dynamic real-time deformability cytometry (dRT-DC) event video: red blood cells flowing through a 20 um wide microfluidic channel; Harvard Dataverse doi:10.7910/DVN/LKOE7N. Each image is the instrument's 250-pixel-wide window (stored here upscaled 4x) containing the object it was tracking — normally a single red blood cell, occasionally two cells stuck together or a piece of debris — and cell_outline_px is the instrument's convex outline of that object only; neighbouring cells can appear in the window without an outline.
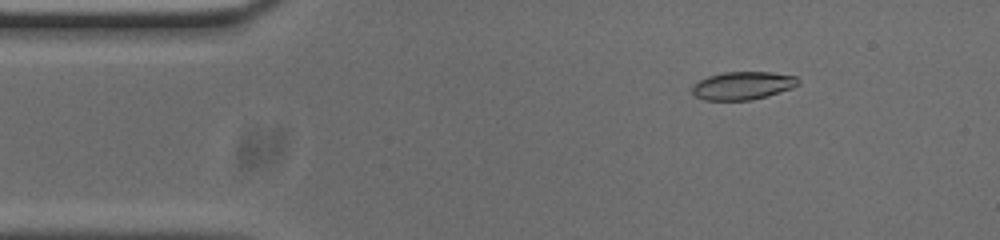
{"species": "common noctule bat (a hibernating species)", "species_latin": "Nyctalus noctula", "temperature_condition": "cold", "stored_images_in_passage": 53, "camera_frame_rate_fps": 3000, "um_per_image_px": 0.085, "animal": {"sex": "male", "body_mass_g": 20.0, "forearm_length_mm": 53.3}, "frame": {"image": 1, "passage_image": 7, "time_ms": 2.0, "image_size_px": [1000, 240], "cell_outline_px": [[800, 84], [792, 88], [752, 100], [704, 100], [696, 96], [692, 92], [692, 84], [708, 76], [724, 72], [772, 72], [796, 76], [800, 80]], "centroid_in_image_um": [63.14, 7.27], "position_along_channel_um": 21.9, "area_um2": 17.34}}
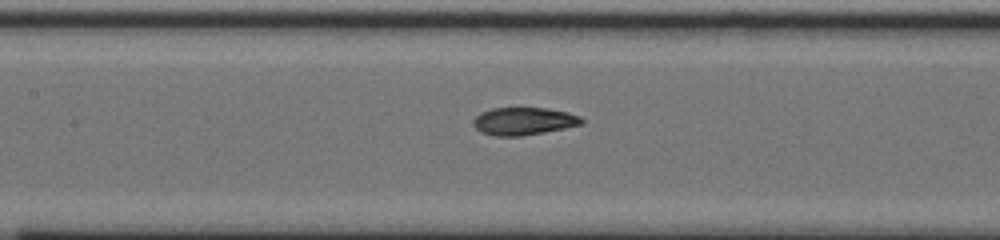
{"frame": {"image": 2, "passage_image": 23, "time_ms": 7.333, "image_size_px": [1000, 240], "cell_outline_px": [[584, 120], [580, 124], [564, 128], [544, 132], [520, 136], [496, 136], [480, 132], [472, 124], [472, 120], [480, 112], [492, 108], [548, 108], [568, 112], [580, 116]], "centroid_in_image_um": [44.48, 10.29], "position_along_channel_um": 162.9, "area_um2": 17.46}}
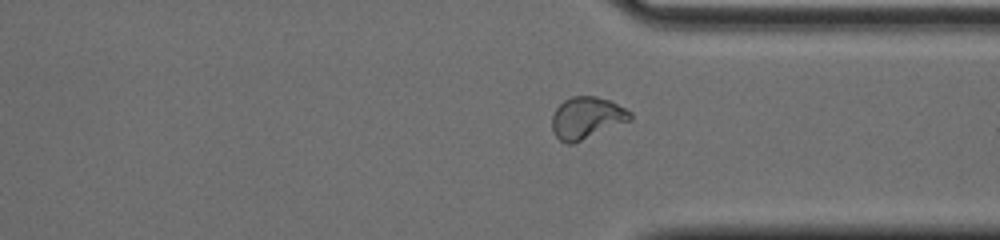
{"frame": {"image": 3, "passage_image": 39, "time_ms": 12.667, "image_size_px": [1000, 240], "cell_outline_px": [[632, 120], [572, 144], [564, 144], [552, 132], [552, 116], [556, 108], [564, 100], [572, 96], [596, 96], [608, 100], [632, 112]], "centroid_in_image_um": [49.85, 10.03], "position_along_channel_um": 361.5, "area_um2": 19.07}, "authors_computed_cell_mechanics": {"area_um2": 18.0336, "velocity_mm_per_s": 3.7441, "shape_relaxation_time_tau1_ms": 4.7344, "shape_relaxation_time_tau2_ms": 1.8919, "deformation_change_tau1": 0.147, "deformation_change_tau2": 0.0695}}